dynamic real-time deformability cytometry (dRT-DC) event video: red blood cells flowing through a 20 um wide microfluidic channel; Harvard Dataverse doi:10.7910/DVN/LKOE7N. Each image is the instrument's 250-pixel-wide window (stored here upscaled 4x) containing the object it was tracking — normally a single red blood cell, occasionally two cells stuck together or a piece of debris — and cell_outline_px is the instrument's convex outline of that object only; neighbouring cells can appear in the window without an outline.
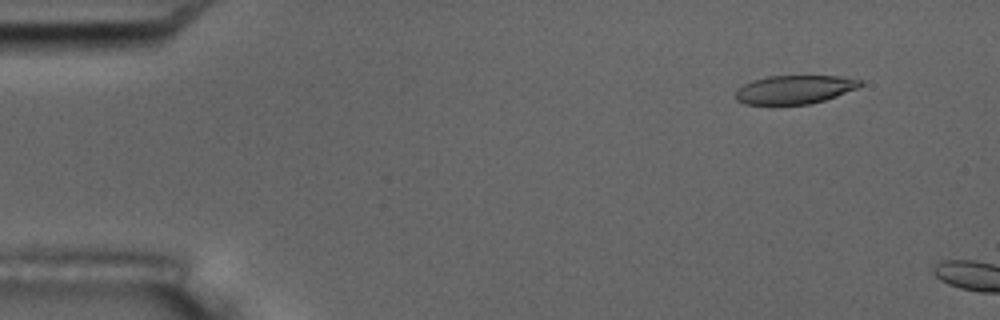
{"species": "common noctule bat (a hibernating species)", "species_latin": "Nyctalus noctula", "temperature_condition": "room temperature", "stored_images_in_passage": 2, "camera_frame_rate_fps": 3000, "um_per_image_px": 0.085, "animal": {"sex": "male", "body_mass_g": 17.5, "forearm_length_mm": 52.3}, "frame": {"image": 1, "passage_image": 1, "time_ms": 0.0, "image_size_px": [1000, 320], "cell_outline_px": [[864, 84], [856, 88], [836, 96], [824, 100], [808, 104], [744, 104], [736, 100], [736, 88], [752, 80], [768, 76], [840, 76], [860, 80]], "centroid_in_image_um": [67.5, 7.6], "position_along_channel_um": 17.5, "area_um2": 20.63}}